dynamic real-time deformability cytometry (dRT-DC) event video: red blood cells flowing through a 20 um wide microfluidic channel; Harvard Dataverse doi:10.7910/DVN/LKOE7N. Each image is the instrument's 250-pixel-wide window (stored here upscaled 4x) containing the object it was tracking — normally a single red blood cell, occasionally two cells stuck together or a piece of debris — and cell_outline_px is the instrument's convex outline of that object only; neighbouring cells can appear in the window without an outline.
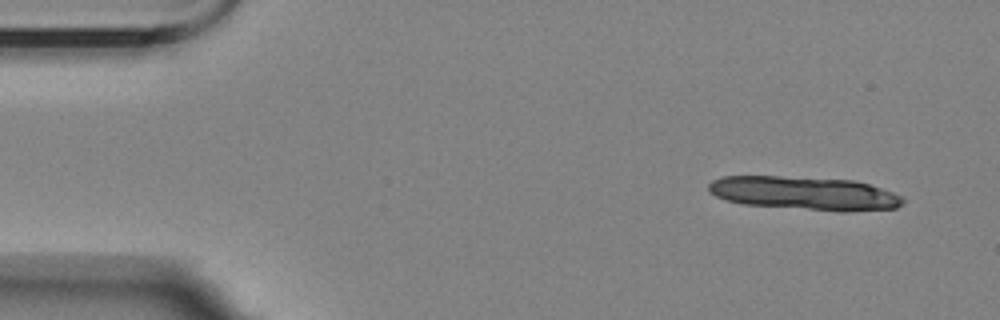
{"species": "Egyptian fruit bat (a non-hibernating species)", "species_latin": "Rousettus aegyptiacus", "temperature_condition": "room temperature", "stored_images_in_passage": 2, "camera_frame_rate_fps": 3000, "um_per_image_px": 0.085, "animal": {"sex": "female"}, "frame": {"image": 1, "passage_image": 1, "time_ms": 0.0, "image_size_px": [1000, 320], "cell_outline_px": [[904, 200], [896, 208], [844, 212], [840, 212], [744, 204], [728, 200], [716, 196], [708, 192], [708, 184], [712, 180], [720, 176], [776, 176], [852, 180], [868, 184], [904, 196]], "centroid_in_image_um": [68.36, 16.43], "position_along_channel_um": 16.6, "area_um2": 37.86}}